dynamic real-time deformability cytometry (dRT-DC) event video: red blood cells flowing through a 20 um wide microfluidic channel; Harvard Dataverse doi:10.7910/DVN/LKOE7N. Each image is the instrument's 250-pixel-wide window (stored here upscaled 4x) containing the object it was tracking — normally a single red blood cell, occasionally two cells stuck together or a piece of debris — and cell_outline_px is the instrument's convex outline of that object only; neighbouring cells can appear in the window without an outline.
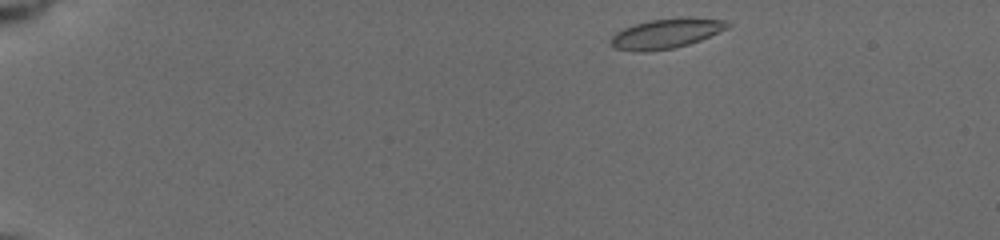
{"species": "common noctule bat (a hibernating species)", "species_latin": "Nyctalus noctula", "temperature_condition": "cold", "stored_images_in_passage": 28, "camera_frame_rate_fps": 3000, "um_per_image_px": 0.085, "animal": {"sex": "female", "body_mass_g": 19.5, "forearm_length_mm": 54.1}, "frame": {"image": 1, "passage_image": 1, "time_ms": 0.0, "image_size_px": [1000, 240], "cell_outline_px": [[732, 24], [728, 28], [700, 40], [676, 48], [648, 52], [636, 52], [612, 48], [612, 36], [624, 28], [636, 24], [652, 20], [724, 20]], "centroid_in_image_um": [56.56, 2.92], "position_along_channel_um": 28.4, "area_um2": 19.31}}
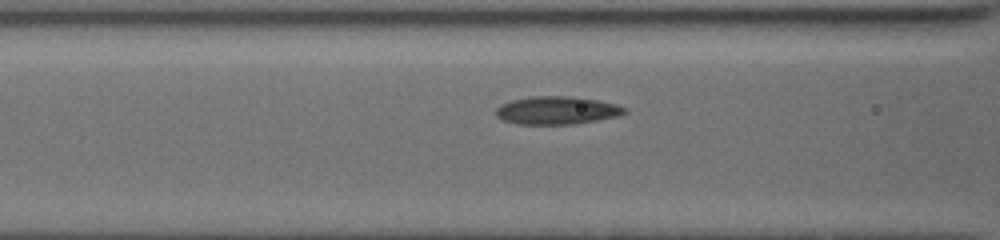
{"frame": {"image": 2, "passage_image": 19, "time_ms": 5.0, "image_size_px": [1000, 240], "cell_outline_px": [[628, 112], [620, 116], [572, 124], [516, 124], [504, 120], [496, 116], [496, 108], [500, 104], [512, 100], [532, 96], [568, 96], [596, 100], [616, 104], [628, 108]], "centroid_in_image_um": [47.35, 9.38], "position_along_channel_um": 119.3, "area_um2": 20.98}}
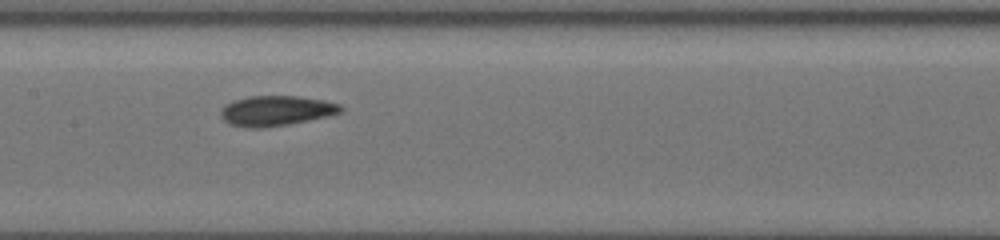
{"frame": {"image": 3, "passage_image": 27, "time_ms": 6.667, "image_size_px": [1000, 240], "cell_outline_px": [[344, 108], [340, 112], [324, 116], [288, 124], [264, 128], [244, 128], [228, 124], [220, 116], [220, 112], [232, 100], [248, 96], [296, 96], [320, 100], [340, 104]], "centroid_in_image_um": [23.4, 9.42], "position_along_channel_um": 184.0, "area_um2": 20.81}}